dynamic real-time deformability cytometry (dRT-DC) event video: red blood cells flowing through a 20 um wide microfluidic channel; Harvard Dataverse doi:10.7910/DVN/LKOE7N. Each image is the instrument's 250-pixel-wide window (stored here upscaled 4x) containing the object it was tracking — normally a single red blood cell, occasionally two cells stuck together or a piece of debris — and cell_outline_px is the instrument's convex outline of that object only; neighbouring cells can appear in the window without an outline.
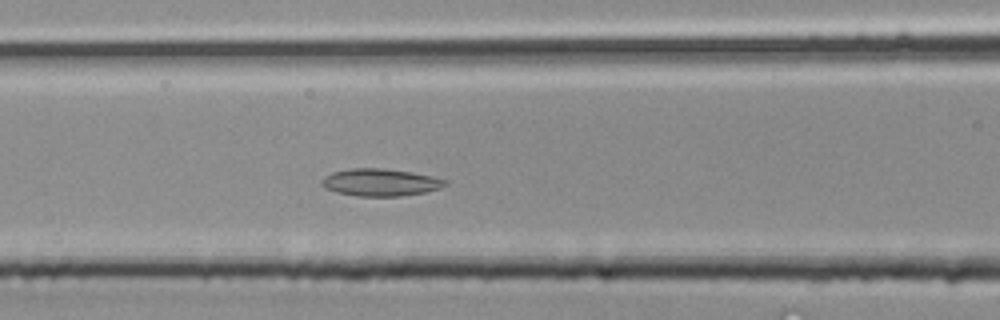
{"species": "common noctule bat (a hibernating species)", "species_latin": "Nyctalus noctula", "temperature_condition": "room temperature", "stored_images_in_passage": 30, "camera_frame_rate_fps": 3000, "um_per_image_px": 0.085, "animal": {"sex": "male", "body_mass_g": 20.4}, "frame": {"image": 1, "passage_image": 11, "time_ms": 3.333, "image_size_px": [1000, 320], "cell_outline_px": [[448, 184], [440, 188], [424, 192], [400, 196], [356, 196], [336, 192], [324, 188], [320, 184], [324, 176], [332, 172], [352, 168], [384, 168], [412, 172], [432, 176], [448, 180]], "centroid_in_image_um": [32.32, 15.5], "position_along_channel_um": 134.3, "area_um2": 19.77}}
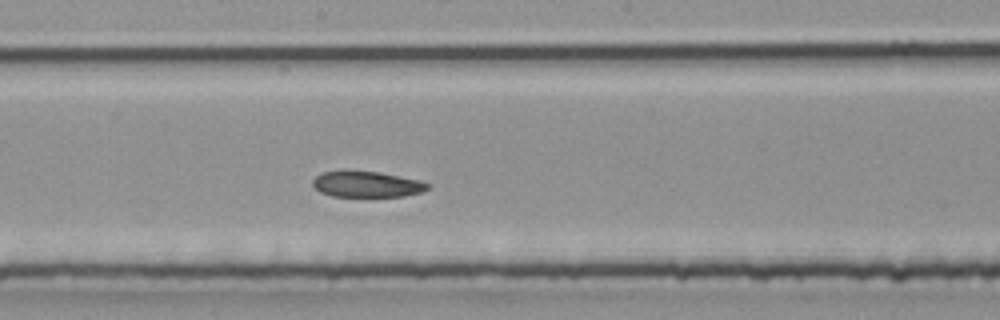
{"frame": {"image": 2, "passage_image": 15, "time_ms": 4.667, "image_size_px": [1000, 320], "cell_outline_px": [[428, 188], [420, 192], [404, 196], [332, 196], [320, 192], [312, 184], [312, 180], [316, 176], [324, 172], [380, 172], [420, 180], [428, 184]], "centroid_in_image_um": [31.18, 15.67], "position_along_channel_um": 217.0, "area_um2": 16.88}}
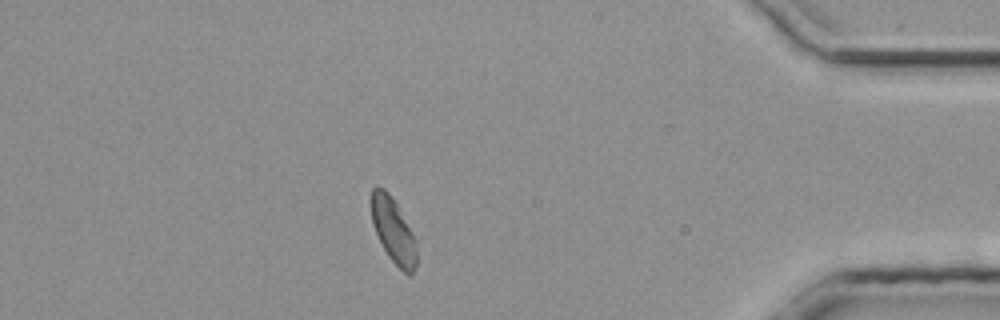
{"frame": {"image": 3, "passage_image": 26, "time_ms": 8.333, "image_size_px": [1000, 320], "cell_outline_px": [[416, 268], [412, 276], [408, 276], [388, 256], [372, 224], [368, 200], [372, 188], [376, 184], [384, 188], [388, 192], [396, 204], [416, 240]], "centroid_in_image_um": [33.38, 19.55], "position_along_channel_um": 401.8, "area_um2": 17.4}}